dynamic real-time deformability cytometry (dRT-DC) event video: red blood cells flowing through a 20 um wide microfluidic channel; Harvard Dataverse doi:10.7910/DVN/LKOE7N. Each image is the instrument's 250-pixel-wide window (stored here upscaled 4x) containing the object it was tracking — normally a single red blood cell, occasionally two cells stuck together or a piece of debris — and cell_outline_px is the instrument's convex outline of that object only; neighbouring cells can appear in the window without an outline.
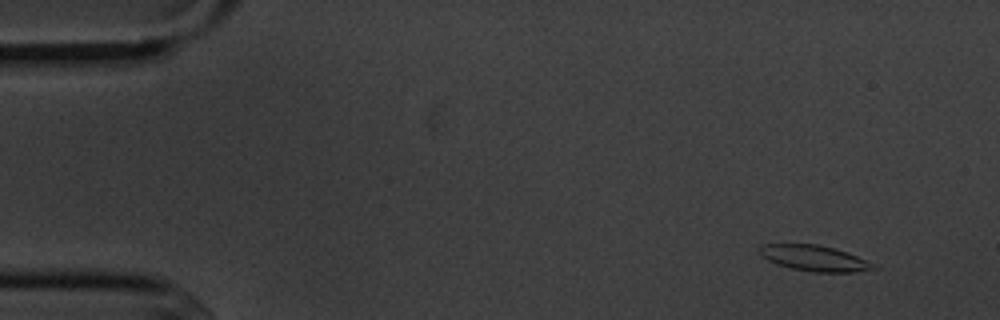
{"species": "common noctule bat (a hibernating species)", "species_latin": "Nyctalus noctula", "temperature_condition": "cold", "stored_images_in_passage": 5, "camera_frame_rate_fps": 3000, "um_per_image_px": 0.085, "animal": {"sex": "male", "body_mass_g": 20.1, "forearm_length_mm": 53.5}, "frame": {"image": 1, "passage_image": 1, "time_ms": 0.0, "image_size_px": [1000, 320], "cell_outline_px": [[880, 268], [856, 272], [812, 272], [792, 268], [776, 264], [760, 256], [756, 252], [764, 244], [816, 244], [848, 252]], "centroid_in_image_um": [69.17, 21.95], "position_along_channel_um": 15.8, "area_um2": 16.99}}